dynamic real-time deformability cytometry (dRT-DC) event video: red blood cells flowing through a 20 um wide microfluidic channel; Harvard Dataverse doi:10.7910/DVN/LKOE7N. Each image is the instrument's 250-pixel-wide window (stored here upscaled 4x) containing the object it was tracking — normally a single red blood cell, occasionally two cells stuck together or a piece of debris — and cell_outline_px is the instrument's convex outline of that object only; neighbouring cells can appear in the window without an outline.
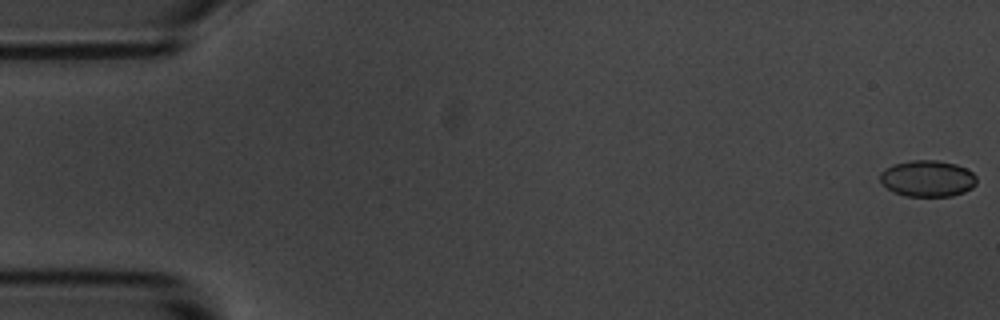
{"species": "common noctule bat (a hibernating species)", "species_latin": "Nyctalus noctula", "temperature_condition": "room temperature", "stored_images_in_passage": 7, "camera_frame_rate_fps": 3000, "um_per_image_px": 0.085, "animal": {"sex": "male", "body_mass_g": 20.1, "forearm_length_mm": 53.5}, "frame": {"image": 1, "passage_image": 1, "time_ms": 0.0, "image_size_px": [1000, 320], "cell_outline_px": [[976, 184], [972, 188], [964, 192], [952, 196], [904, 196], [888, 188], [880, 180], [880, 172], [884, 168], [892, 164], [912, 160], [936, 160], [956, 164], [972, 172], [976, 176]], "centroid_in_image_um": [78.84, 15.17], "position_along_channel_um": 6.2, "area_um2": 20.46}}
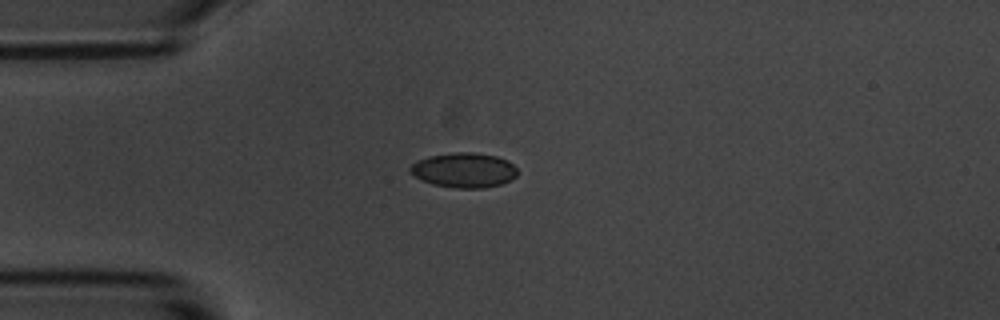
{"frame": {"image": 2, "passage_image": 5, "time_ms": 4.667, "image_size_px": [1000, 320], "cell_outline_px": [[516, 176], [500, 184], [484, 188], [456, 188], [432, 184], [408, 172], [408, 168], [416, 160], [428, 156], [456, 152], [472, 152], [496, 156], [508, 160], [516, 168]], "centroid_in_image_um": [39.4, 14.45], "position_along_channel_um": 45.6, "area_um2": 21.68}}
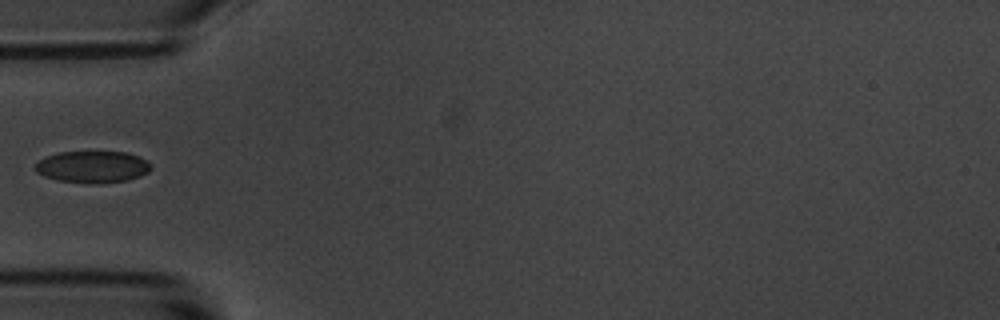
{"frame": {"image": 3, "passage_image": 6, "time_ms": 6.0, "image_size_px": [1000, 320], "cell_outline_px": [[152, 168], [148, 172], [140, 176], [128, 180], [96, 184], [92, 184], [60, 180], [44, 176], [36, 172], [36, 164], [40, 160], [48, 156], [60, 152], [124, 152], [140, 156]], "centroid_in_image_um": [7.88, 14.19], "position_along_channel_um": 77.1, "area_um2": 21.21}}